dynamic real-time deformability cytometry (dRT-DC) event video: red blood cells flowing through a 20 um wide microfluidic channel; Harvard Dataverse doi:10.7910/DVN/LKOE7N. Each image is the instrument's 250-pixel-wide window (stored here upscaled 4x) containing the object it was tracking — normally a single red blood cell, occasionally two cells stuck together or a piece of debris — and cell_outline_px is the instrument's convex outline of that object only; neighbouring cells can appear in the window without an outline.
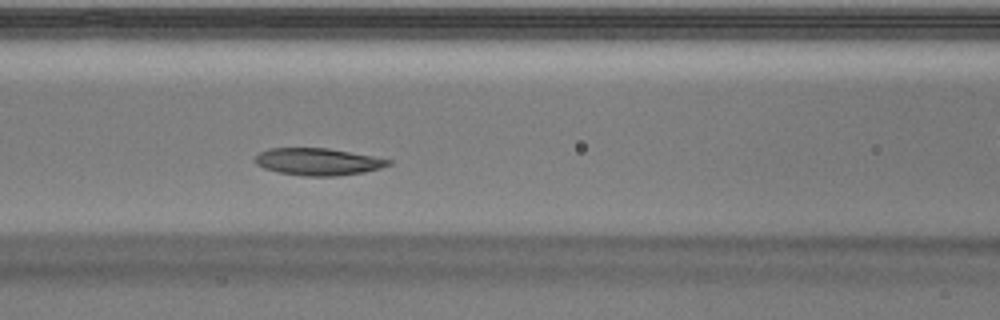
{"species": "Egyptian fruit bat (a non-hibernating species)", "species_latin": "Rousettus aegyptiacus", "temperature_condition": "warm", "stored_images_in_passage": 36, "camera_frame_rate_fps": 3000, "um_per_image_px": 0.085, "animal": {"sex": "male"}, "frame": {"image": 1, "passage_image": 11, "time_ms": 3.333, "image_size_px": [1000, 320], "cell_outline_px": [[392, 164], [380, 168], [364, 172], [336, 176], [304, 176], [280, 172], [264, 168], [256, 164], [252, 160], [260, 152], [268, 148], [328, 148], [372, 156], [392, 160]], "centroid_in_image_um": [27.01, 13.74], "position_along_channel_um": 139.6, "area_um2": 21.04}}